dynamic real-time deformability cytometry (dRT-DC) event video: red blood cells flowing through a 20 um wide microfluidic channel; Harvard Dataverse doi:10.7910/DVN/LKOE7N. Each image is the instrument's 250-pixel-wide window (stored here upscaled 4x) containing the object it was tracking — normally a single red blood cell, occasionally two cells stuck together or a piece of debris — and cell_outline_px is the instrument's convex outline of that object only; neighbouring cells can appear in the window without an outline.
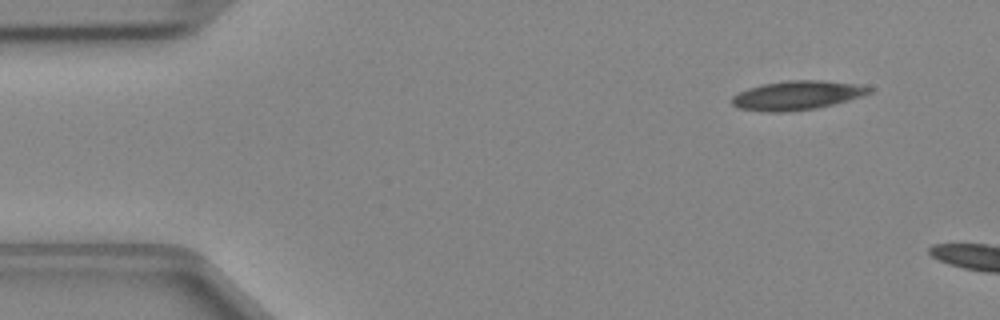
{"species": "Egyptian fruit bat (a non-hibernating species)", "species_latin": "Rousettus aegyptiacus", "temperature_condition": "cold", "stored_images_in_passage": 4, "camera_frame_rate_fps": 3000, "um_per_image_px": 0.085, "animal": {"sex": "female"}, "frame": {"image": 1, "passage_image": 1, "time_ms": 0.0, "image_size_px": [1000, 320], "cell_outline_px": [[872, 92], [848, 100], [816, 108], [784, 112], [768, 112], [740, 108], [732, 104], [732, 96], [748, 88], [760, 84], [788, 80], [820, 80], [852, 84], [872, 88]], "centroid_in_image_um": [67.7, 8.1], "position_along_channel_um": 17.3, "area_um2": 22.89}}